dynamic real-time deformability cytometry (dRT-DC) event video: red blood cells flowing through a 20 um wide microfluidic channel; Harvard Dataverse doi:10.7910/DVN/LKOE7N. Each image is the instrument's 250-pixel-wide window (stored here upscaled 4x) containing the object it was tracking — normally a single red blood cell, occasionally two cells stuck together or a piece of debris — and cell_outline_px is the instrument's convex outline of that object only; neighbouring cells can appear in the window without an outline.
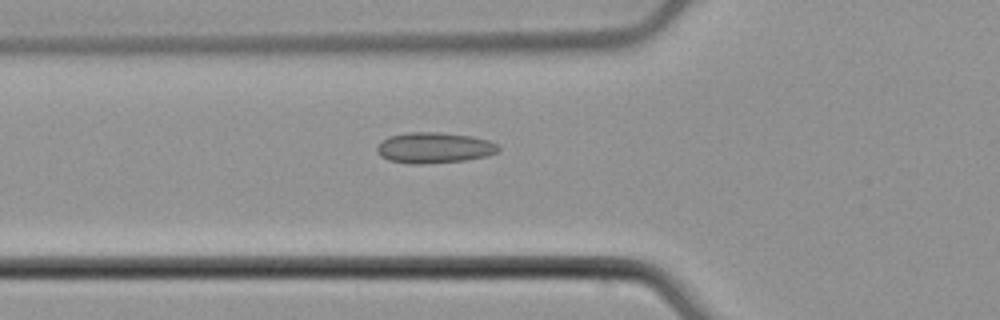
{"species": "common noctule bat (a hibernating species)", "species_latin": "Nyctalus noctula", "temperature_condition": "cold", "stored_images_in_passage": 43, "camera_frame_rate_fps": 3000, "um_per_image_px": 0.085, "animal": {"sex": "male", "body_mass_g": 21.5, "forearm_length_mm": 52.0}, "frame": {"image": 1, "passage_image": 9, "time_ms": 2.667, "image_size_px": [1000, 320], "cell_outline_px": [[500, 148], [496, 152], [488, 156], [464, 160], [420, 164], [412, 164], [388, 160], [380, 156], [376, 152], [376, 148], [380, 140], [388, 136], [408, 132], [440, 132], [472, 136], [488, 140], [496, 144]], "centroid_in_image_um": [36.85, 12.55], "position_along_channel_um": 88.9, "area_um2": 21.91}}
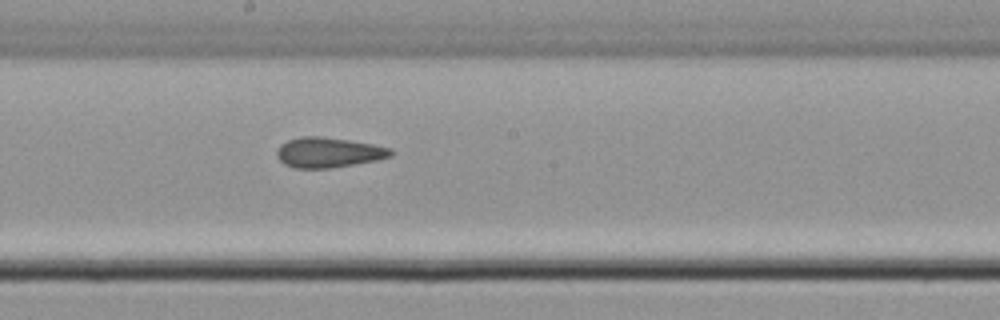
{"frame": {"image": 2, "passage_image": 19, "time_ms": 6.0, "image_size_px": [1000, 320], "cell_outline_px": [[392, 156], [376, 160], [332, 168], [296, 168], [284, 164], [276, 156], [276, 152], [280, 144], [288, 140], [300, 136], [320, 136], [348, 140], [372, 144], [392, 148]], "centroid_in_image_um": [27.9, 12.95], "position_along_channel_um": 220.3, "area_um2": 20.0}}
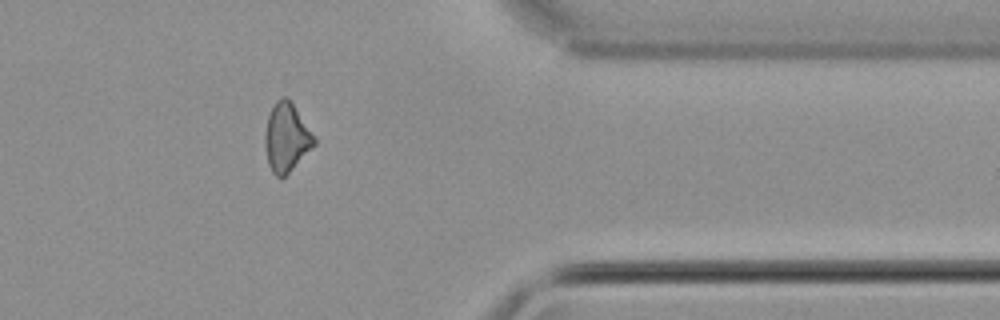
{"frame": {"image": 3, "passage_image": 33, "time_ms": 10.667, "image_size_px": [1000, 320], "cell_outline_px": [[316, 144], [284, 176], [276, 176], [272, 172], [268, 164], [264, 144], [264, 136], [268, 116], [276, 100], [280, 96], [288, 96], [316, 140]], "centroid_in_image_um": [24.32, 11.66], "position_along_channel_um": 387.1, "area_um2": 19.36}, "authors_computed_cell_mechanics": {"area_um2": 19.9988, "velocity_mm_per_s": 3.9302, "shape_relaxation_time_tau1_ms": 7.8115, "shape_relaxation_time_tau2_ms": 2.9386, "deformation_change_tau1": 0.0834, "deformation_change_tau2": 0.108}}